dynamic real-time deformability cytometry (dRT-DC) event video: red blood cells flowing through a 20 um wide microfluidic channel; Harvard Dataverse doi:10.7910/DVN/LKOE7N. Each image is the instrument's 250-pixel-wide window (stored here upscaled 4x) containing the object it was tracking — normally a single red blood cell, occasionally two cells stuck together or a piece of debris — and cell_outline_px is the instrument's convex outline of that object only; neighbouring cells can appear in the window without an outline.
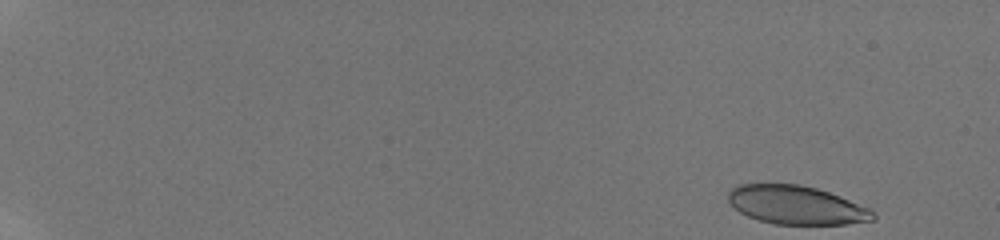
{"species": "human", "species_latin": "Homo sapiens", "temperature_condition": "room temperature", "stored_images_in_passage": 61, "camera_frame_rate_fps": 3000, "um_per_image_px": 0.085, "donor": {"sex": "male"}, "frame": {"image": 1, "passage_image": 1, "time_ms": 0.0, "image_size_px": [1000, 240], "cell_outline_px": [[876, 220], [848, 224], [772, 224], [748, 216], [732, 208], [728, 200], [728, 192], [732, 188], [740, 184], [800, 184], [816, 188], [840, 196], [868, 208], [876, 216]], "centroid_in_image_um": [67.66, 17.43], "position_along_channel_um": 17.3, "area_um2": 32.54}}
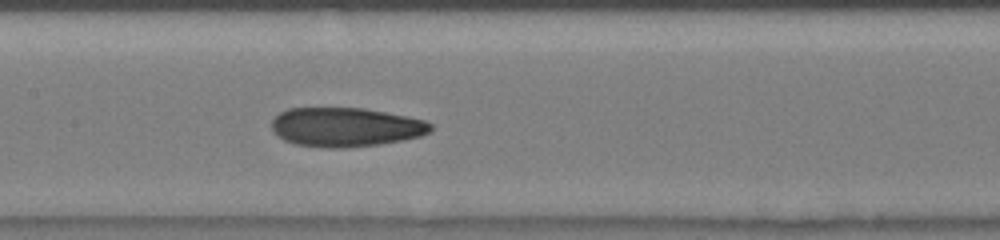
{"frame": {"image": 2, "passage_image": 31, "time_ms": 9.0, "image_size_px": [1000, 240], "cell_outline_px": [[432, 128], [428, 132], [420, 136], [404, 140], [380, 144], [344, 148], [328, 148], [296, 144], [284, 140], [276, 136], [272, 132], [272, 120], [280, 112], [288, 108], [364, 108], [408, 116], [424, 120], [432, 124]], "centroid_in_image_um": [29.36, 10.8], "position_along_channel_um": 178.0, "area_um2": 36.41}}
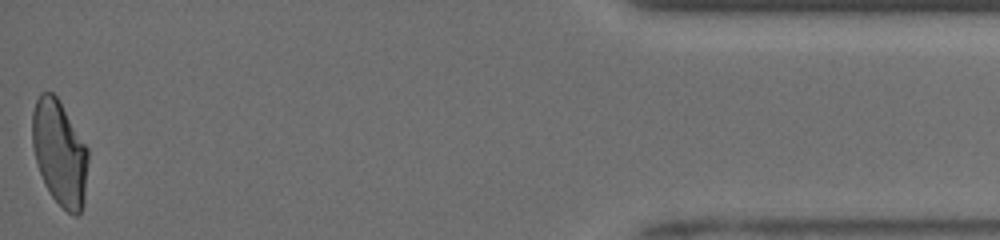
{"frame": {"image": 3, "passage_image": 60, "time_ms": 17.0, "image_size_px": [1000, 240], "cell_outline_px": [[88, 160], [84, 204], [80, 212], [76, 216], [72, 216], [48, 192], [44, 184], [36, 164], [32, 144], [32, 112], [36, 100], [40, 92], [52, 92], [56, 96], [88, 148]], "centroid_in_image_um": [5.06, 13.01], "position_along_channel_um": 430.1, "area_um2": 34.28}, "authors_computed_cell_mechanics": {"area_um2": 35.6048, "velocity_mm_per_s": 3.9551, "shape_relaxation_time_tau1_ms": 7.5945, "shape_relaxation_time_tau2_ms": 2.2008, "deformation_change_tau1": 0.2118, "deformation_change_tau2": 0.0849}}